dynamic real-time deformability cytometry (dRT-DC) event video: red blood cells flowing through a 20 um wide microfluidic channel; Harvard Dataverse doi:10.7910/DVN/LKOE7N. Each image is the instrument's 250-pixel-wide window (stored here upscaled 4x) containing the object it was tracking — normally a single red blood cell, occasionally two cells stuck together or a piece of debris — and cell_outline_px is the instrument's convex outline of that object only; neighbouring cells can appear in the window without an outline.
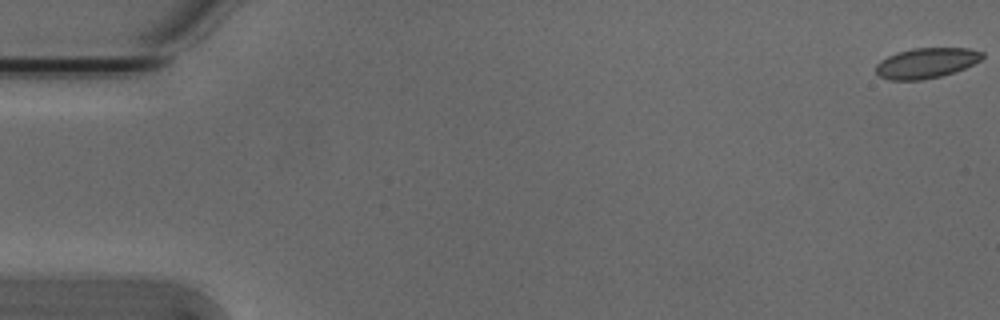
{"species": "Egyptian fruit bat (a non-hibernating species)", "species_latin": "Rousettus aegyptiacus", "temperature_condition": "cold", "stored_images_in_passage": 48, "camera_frame_rate_fps": 3000, "um_per_image_px": 0.085, "animal": {"sex": "male"}, "frame": {"image": 1, "passage_image": 1, "time_ms": 0.0, "image_size_px": [1000, 320], "cell_outline_px": [[984, 56], [980, 60], [956, 72], [940, 76], [920, 80], [888, 80], [880, 76], [876, 72], [876, 64], [880, 60], [896, 52], [912, 48], [968, 48], [984, 52]], "centroid_in_image_um": [78.72, 5.35], "position_along_channel_um": 6.3, "area_um2": 18.84}}
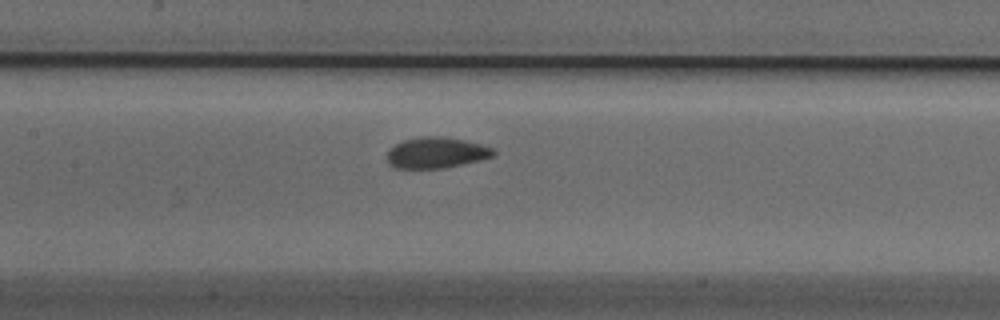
{"frame": {"image": 2, "passage_image": 26, "time_ms": 8.333, "image_size_px": [1000, 320], "cell_outline_px": [[496, 152], [492, 156], [480, 160], [444, 168], [396, 168], [388, 164], [388, 152], [396, 144], [404, 140], [424, 136], [440, 136], [464, 140], [480, 144], [492, 148]], "centroid_in_image_um": [37.09, 12.98], "position_along_channel_um": 170.3, "area_um2": 18.9}}
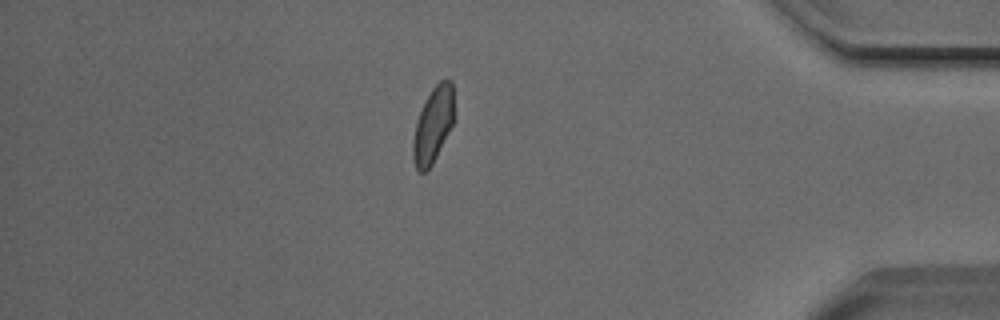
{"frame": {"image": 3, "passage_image": 47, "time_ms": 15.333, "image_size_px": [1000, 320], "cell_outline_px": [[452, 124], [432, 164], [424, 172], [420, 172], [416, 168], [412, 156], [412, 144], [416, 120], [432, 88], [440, 80], [452, 80]], "centroid_in_image_um": [36.77, 10.64], "position_along_channel_um": 398.4, "area_um2": 17.46}}